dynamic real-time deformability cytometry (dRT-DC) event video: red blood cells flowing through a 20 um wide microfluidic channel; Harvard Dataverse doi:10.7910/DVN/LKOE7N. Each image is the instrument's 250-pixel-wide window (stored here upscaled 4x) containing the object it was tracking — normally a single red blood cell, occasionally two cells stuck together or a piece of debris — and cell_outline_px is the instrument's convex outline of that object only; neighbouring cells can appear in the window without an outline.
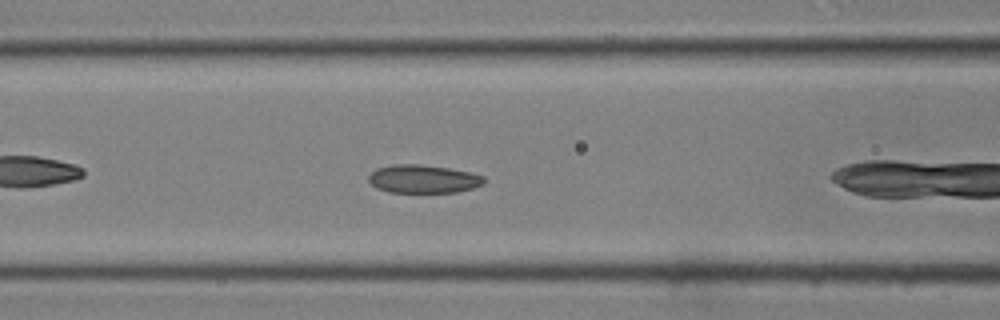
{"species": "common noctule bat (a hibernating species)", "species_latin": "Nyctalus noctula", "temperature_condition": "room temperature", "stored_images_in_passage": 17, "camera_frame_rate_fps": 3000, "um_per_image_px": 0.085, "animal": {"sex": "male", "body_mass_g": 19.0, "forearm_length_mm": 50.8}, "frame": {"image": 1, "passage_image": 6, "time_ms": 1.667, "image_size_px": [1000, 320], "cell_outline_px": [[484, 184], [472, 188], [456, 192], [388, 192], [376, 188], [368, 180], [368, 176], [376, 168], [392, 164], [420, 164], [448, 168], [472, 172], [484, 176]], "centroid_in_image_um": [35.96, 15.2], "position_along_channel_um": 130.6, "area_um2": 19.07}}